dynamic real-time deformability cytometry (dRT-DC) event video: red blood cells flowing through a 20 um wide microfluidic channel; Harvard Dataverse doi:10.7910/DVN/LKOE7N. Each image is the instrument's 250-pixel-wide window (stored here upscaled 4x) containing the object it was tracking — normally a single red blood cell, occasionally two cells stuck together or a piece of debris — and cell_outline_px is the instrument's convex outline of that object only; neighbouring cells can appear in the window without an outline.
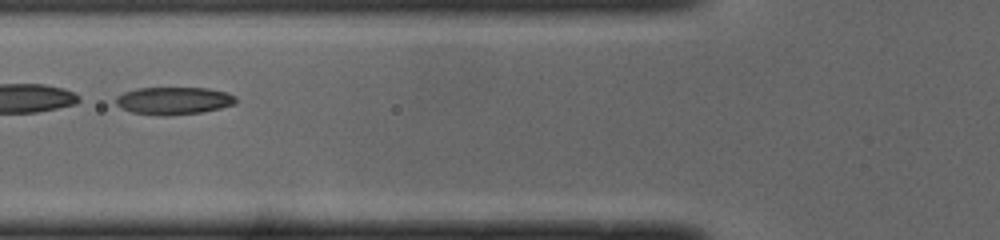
{"species": "common noctule bat (a hibernating species)", "species_latin": "Nyctalus noctula", "temperature_condition": "cold", "stored_images_in_passage": 45, "camera_frame_rate_fps": 3000, "um_per_image_px": 0.085, "animal": {"sex": "male", "body_mass_g": 19.0, "forearm_length_mm": 50.8}, "frame": {"image": 1, "passage_image": 14, "time_ms": 4.333, "image_size_px": [1000, 240], "cell_outline_px": [[236, 100], [232, 104], [220, 108], [200, 112], [164, 116], [132, 112], [116, 104], [116, 96], [124, 92], [136, 88], [208, 88], [228, 92], [236, 96]], "centroid_in_image_um": [14.76, 8.55], "position_along_channel_um": 111.0, "area_um2": 19.07}, "authors_computed_cell_mechanics": {"area_um2": 19.7098, "velocity_mm_per_s": 3.9639, "shape_relaxation_time_tau1_ms": 2.802, "shape_relaxation_time_tau2_ms": 2.2225, "deformation_change_tau1": 0.1519, "deformation_change_tau2": 0.0543}}